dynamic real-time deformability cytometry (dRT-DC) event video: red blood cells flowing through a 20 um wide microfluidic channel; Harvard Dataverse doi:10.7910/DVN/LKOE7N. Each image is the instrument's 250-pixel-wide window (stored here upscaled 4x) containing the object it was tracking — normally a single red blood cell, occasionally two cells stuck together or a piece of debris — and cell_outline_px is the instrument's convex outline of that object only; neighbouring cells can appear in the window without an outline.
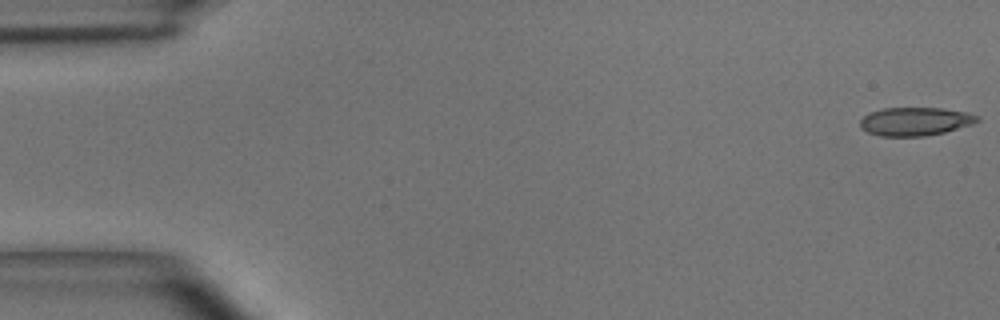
{"species": "common noctule bat (a hibernating species)", "species_latin": "Nyctalus noctula", "temperature_condition": "room temperature", "stored_images_in_passage": 49, "camera_frame_rate_fps": 3000, "um_per_image_px": 0.085, "animal": {"sex": "male", "body_mass_g": 15.6}, "frame": {"image": 1, "passage_image": 1, "time_ms": 0.0, "image_size_px": [1000, 320], "cell_outline_px": [[980, 120], [972, 124], [944, 132], [924, 136], [880, 136], [868, 132], [860, 128], [860, 120], [868, 112], [884, 108], [940, 108], [968, 112], [980, 116]], "centroid_in_image_um": [77.78, 10.31], "position_along_channel_um": 7.2, "area_um2": 19.42}}
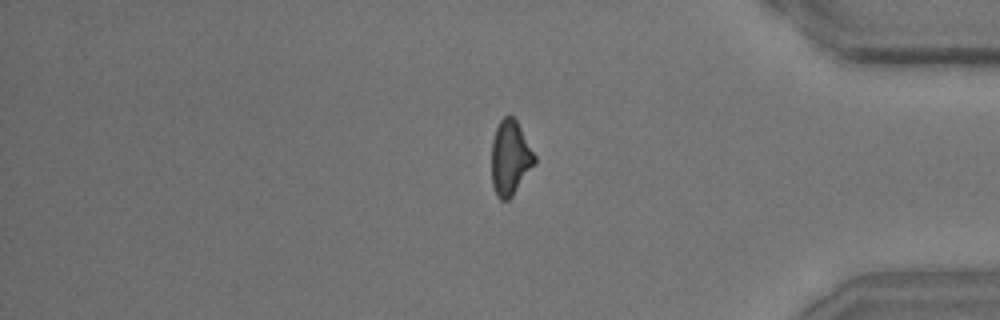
{"frame": {"image": 2, "passage_image": 41, "time_ms": 13.333, "image_size_px": [1000, 320], "cell_outline_px": [[536, 164], [512, 196], [508, 200], [500, 200], [496, 196], [492, 184], [492, 140], [496, 128], [500, 120], [508, 112], [516, 120], [536, 156]], "centroid_in_image_um": [43.37, 13.42], "position_along_channel_um": 391.8, "area_um2": 18.9}}
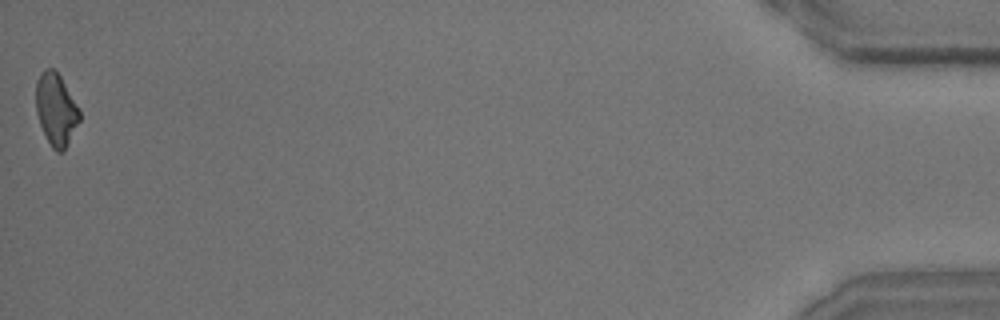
{"frame": {"image": 3, "passage_image": 49, "time_ms": 16.0, "image_size_px": [1000, 320], "cell_outline_px": [[80, 120], [64, 152], [56, 152], [52, 148], [40, 124], [36, 112], [36, 80], [44, 68], [56, 68], [80, 112]], "centroid_in_image_um": [4.75, 9.29], "position_along_channel_um": 430.5, "area_um2": 18.26}, "authors_computed_cell_mechanics": {"area_um2": 19.7676, "velocity_mm_per_s": 4.0648, "shape_relaxation_time_tau1_ms": null, "shape_relaxation_time_tau2_ms": 2.5842, "deformation_change_tau1": null, "deformation_change_tau2": 0.0952}}